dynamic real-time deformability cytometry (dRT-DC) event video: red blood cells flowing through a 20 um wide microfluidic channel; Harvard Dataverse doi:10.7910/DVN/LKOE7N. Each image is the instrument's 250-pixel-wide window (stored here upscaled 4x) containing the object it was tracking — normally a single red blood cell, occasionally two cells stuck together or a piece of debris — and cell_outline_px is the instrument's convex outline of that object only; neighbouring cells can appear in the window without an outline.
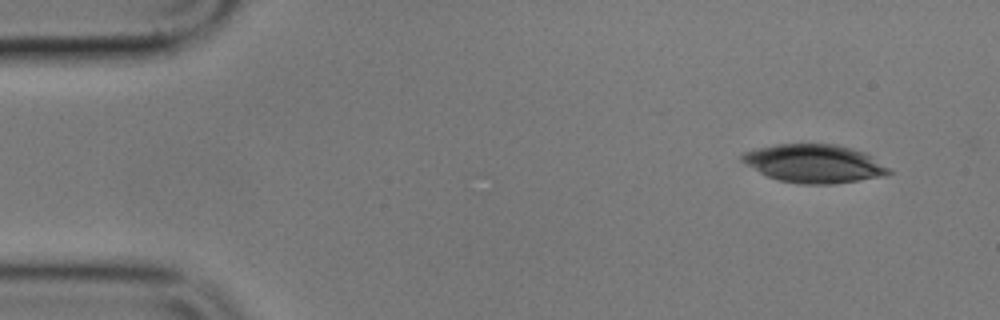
{"species": "common noctule bat (a hibernating species)", "species_latin": "Nyctalus noctula", "temperature_condition": "cold", "stored_images_in_passage": 2, "camera_frame_rate_fps": 3000, "um_per_image_px": 0.085, "animal": {"sex": "male", "body_mass_g": 17.9}, "frame": {"image": 1, "passage_image": 2, "time_ms": 1.667, "image_size_px": [1000, 320], "cell_outline_px": [[892, 172], [884, 176], [832, 184], [804, 184], [780, 180], [768, 176], [744, 164], [740, 160], [740, 156], [744, 152], [756, 148], [776, 144], [836, 144], [864, 152], [872, 156], [888, 168]], "centroid_in_image_um": [69.18, 13.89], "position_along_channel_um": 15.8, "area_um2": 32.6}}